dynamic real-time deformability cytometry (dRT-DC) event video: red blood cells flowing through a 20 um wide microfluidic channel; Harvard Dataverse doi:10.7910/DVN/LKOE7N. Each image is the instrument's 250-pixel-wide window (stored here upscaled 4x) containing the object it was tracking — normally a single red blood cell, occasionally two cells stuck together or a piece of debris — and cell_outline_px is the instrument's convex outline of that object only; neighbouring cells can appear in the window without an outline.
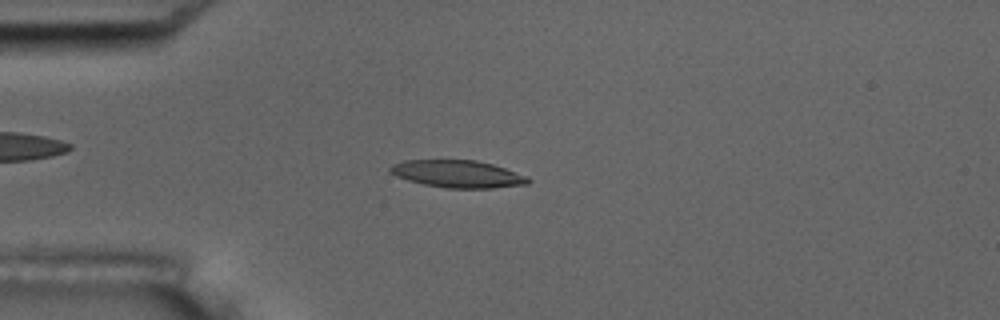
{"species": "common noctule bat (a hibernating species)", "species_latin": "Nyctalus noctula", "temperature_condition": "room temperature", "stored_images_in_passage": 5, "camera_frame_rate_fps": 3000, "um_per_image_px": 0.085, "animal": {"sex": "male", "body_mass_g": 17.5, "forearm_length_mm": 52.3}, "frame": {"image": 1, "passage_image": 4, "time_ms": 1.0, "image_size_px": [1000, 320], "cell_outline_px": [[532, 180], [528, 184], [492, 188], [448, 188], [424, 184], [408, 180], [396, 176], [388, 172], [388, 168], [392, 164], [404, 160], [476, 160], [492, 164], [528, 176]], "centroid_in_image_um": [38.89, 14.78], "position_along_channel_um": 46.1, "area_um2": 22.02}}